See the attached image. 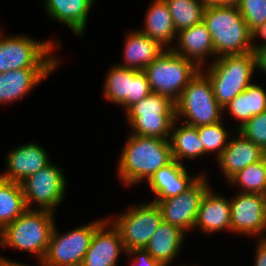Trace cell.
Wrapping results in <instances>:
<instances>
[{
    "label": "cell",
    "instance_id": "10",
    "mask_svg": "<svg viewBox=\"0 0 266 266\" xmlns=\"http://www.w3.org/2000/svg\"><path fill=\"white\" fill-rule=\"evenodd\" d=\"M108 221L119 231L127 252L145 248L163 219L159 206L151 201L133 206L118 218Z\"/></svg>",
    "mask_w": 266,
    "mask_h": 266
},
{
    "label": "cell",
    "instance_id": "35",
    "mask_svg": "<svg viewBox=\"0 0 266 266\" xmlns=\"http://www.w3.org/2000/svg\"><path fill=\"white\" fill-rule=\"evenodd\" d=\"M126 254L136 256L132 266H163L159 261L153 259L144 248L129 250Z\"/></svg>",
    "mask_w": 266,
    "mask_h": 266
},
{
    "label": "cell",
    "instance_id": "24",
    "mask_svg": "<svg viewBox=\"0 0 266 266\" xmlns=\"http://www.w3.org/2000/svg\"><path fill=\"white\" fill-rule=\"evenodd\" d=\"M141 32L157 41L162 47L172 44L177 36L172 16L164 0H154L145 17Z\"/></svg>",
    "mask_w": 266,
    "mask_h": 266
},
{
    "label": "cell",
    "instance_id": "11",
    "mask_svg": "<svg viewBox=\"0 0 266 266\" xmlns=\"http://www.w3.org/2000/svg\"><path fill=\"white\" fill-rule=\"evenodd\" d=\"M21 187L28 209L36 202L40 210L54 212L65 196L66 178L62 170L50 162L37 173L28 176Z\"/></svg>",
    "mask_w": 266,
    "mask_h": 266
},
{
    "label": "cell",
    "instance_id": "3",
    "mask_svg": "<svg viewBox=\"0 0 266 266\" xmlns=\"http://www.w3.org/2000/svg\"><path fill=\"white\" fill-rule=\"evenodd\" d=\"M54 221L53 212L27 209L0 231V246L33 253L41 262L48 249Z\"/></svg>",
    "mask_w": 266,
    "mask_h": 266
},
{
    "label": "cell",
    "instance_id": "8",
    "mask_svg": "<svg viewBox=\"0 0 266 266\" xmlns=\"http://www.w3.org/2000/svg\"><path fill=\"white\" fill-rule=\"evenodd\" d=\"M1 34V32H0ZM52 41L27 36H0V73L22 68H56L59 59L51 56Z\"/></svg>",
    "mask_w": 266,
    "mask_h": 266
},
{
    "label": "cell",
    "instance_id": "17",
    "mask_svg": "<svg viewBox=\"0 0 266 266\" xmlns=\"http://www.w3.org/2000/svg\"><path fill=\"white\" fill-rule=\"evenodd\" d=\"M55 68H22L0 73V103H11L30 92Z\"/></svg>",
    "mask_w": 266,
    "mask_h": 266
},
{
    "label": "cell",
    "instance_id": "14",
    "mask_svg": "<svg viewBox=\"0 0 266 266\" xmlns=\"http://www.w3.org/2000/svg\"><path fill=\"white\" fill-rule=\"evenodd\" d=\"M123 251L127 253L119 231L106 218L95 230L81 266H117Z\"/></svg>",
    "mask_w": 266,
    "mask_h": 266
},
{
    "label": "cell",
    "instance_id": "27",
    "mask_svg": "<svg viewBox=\"0 0 266 266\" xmlns=\"http://www.w3.org/2000/svg\"><path fill=\"white\" fill-rule=\"evenodd\" d=\"M27 209L21 184L0 177V231Z\"/></svg>",
    "mask_w": 266,
    "mask_h": 266
},
{
    "label": "cell",
    "instance_id": "12",
    "mask_svg": "<svg viewBox=\"0 0 266 266\" xmlns=\"http://www.w3.org/2000/svg\"><path fill=\"white\" fill-rule=\"evenodd\" d=\"M204 175L186 191L157 203L163 222L174 225L184 232L194 229L195 220L203 196L210 188Z\"/></svg>",
    "mask_w": 266,
    "mask_h": 266
},
{
    "label": "cell",
    "instance_id": "6",
    "mask_svg": "<svg viewBox=\"0 0 266 266\" xmlns=\"http://www.w3.org/2000/svg\"><path fill=\"white\" fill-rule=\"evenodd\" d=\"M133 135L170 139L176 120L175 102L170 98L150 93L126 112Z\"/></svg>",
    "mask_w": 266,
    "mask_h": 266
},
{
    "label": "cell",
    "instance_id": "16",
    "mask_svg": "<svg viewBox=\"0 0 266 266\" xmlns=\"http://www.w3.org/2000/svg\"><path fill=\"white\" fill-rule=\"evenodd\" d=\"M200 176L188 175L183 163L174 160L156 171L148 180V185L156 196L152 202L157 204L166 198L178 196L191 187Z\"/></svg>",
    "mask_w": 266,
    "mask_h": 266
},
{
    "label": "cell",
    "instance_id": "15",
    "mask_svg": "<svg viewBox=\"0 0 266 266\" xmlns=\"http://www.w3.org/2000/svg\"><path fill=\"white\" fill-rule=\"evenodd\" d=\"M45 149L36 143L24 144L11 150L6 157V169L0 177L22 183L28 176L37 173L51 161Z\"/></svg>",
    "mask_w": 266,
    "mask_h": 266
},
{
    "label": "cell",
    "instance_id": "18",
    "mask_svg": "<svg viewBox=\"0 0 266 266\" xmlns=\"http://www.w3.org/2000/svg\"><path fill=\"white\" fill-rule=\"evenodd\" d=\"M237 139L232 138L217 159L219 167L226 176L227 181L238 171L261 160L264 157V150L255 145L251 140L245 138L240 132Z\"/></svg>",
    "mask_w": 266,
    "mask_h": 266
},
{
    "label": "cell",
    "instance_id": "2",
    "mask_svg": "<svg viewBox=\"0 0 266 266\" xmlns=\"http://www.w3.org/2000/svg\"><path fill=\"white\" fill-rule=\"evenodd\" d=\"M203 23L210 32L214 56L252 52L251 32L237 6L205 8Z\"/></svg>",
    "mask_w": 266,
    "mask_h": 266
},
{
    "label": "cell",
    "instance_id": "30",
    "mask_svg": "<svg viewBox=\"0 0 266 266\" xmlns=\"http://www.w3.org/2000/svg\"><path fill=\"white\" fill-rule=\"evenodd\" d=\"M228 181L231 184L241 186V193L266 195V161L264 157L243 170L238 171Z\"/></svg>",
    "mask_w": 266,
    "mask_h": 266
},
{
    "label": "cell",
    "instance_id": "25",
    "mask_svg": "<svg viewBox=\"0 0 266 266\" xmlns=\"http://www.w3.org/2000/svg\"><path fill=\"white\" fill-rule=\"evenodd\" d=\"M227 108L231 115L240 121L238 129L253 116L266 111V91L260 85L252 83L244 92L230 101L223 110Z\"/></svg>",
    "mask_w": 266,
    "mask_h": 266
},
{
    "label": "cell",
    "instance_id": "33",
    "mask_svg": "<svg viewBox=\"0 0 266 266\" xmlns=\"http://www.w3.org/2000/svg\"><path fill=\"white\" fill-rule=\"evenodd\" d=\"M237 131L264 150L266 148V111L253 116Z\"/></svg>",
    "mask_w": 266,
    "mask_h": 266
},
{
    "label": "cell",
    "instance_id": "38",
    "mask_svg": "<svg viewBox=\"0 0 266 266\" xmlns=\"http://www.w3.org/2000/svg\"><path fill=\"white\" fill-rule=\"evenodd\" d=\"M256 69L266 73V46L258 48L254 52Z\"/></svg>",
    "mask_w": 266,
    "mask_h": 266
},
{
    "label": "cell",
    "instance_id": "13",
    "mask_svg": "<svg viewBox=\"0 0 266 266\" xmlns=\"http://www.w3.org/2000/svg\"><path fill=\"white\" fill-rule=\"evenodd\" d=\"M231 232L266 238V200L258 193H238L229 200ZM263 232V233H262Z\"/></svg>",
    "mask_w": 266,
    "mask_h": 266
},
{
    "label": "cell",
    "instance_id": "29",
    "mask_svg": "<svg viewBox=\"0 0 266 266\" xmlns=\"http://www.w3.org/2000/svg\"><path fill=\"white\" fill-rule=\"evenodd\" d=\"M177 32L203 22L205 7L200 0H164Z\"/></svg>",
    "mask_w": 266,
    "mask_h": 266
},
{
    "label": "cell",
    "instance_id": "40",
    "mask_svg": "<svg viewBox=\"0 0 266 266\" xmlns=\"http://www.w3.org/2000/svg\"><path fill=\"white\" fill-rule=\"evenodd\" d=\"M0 266H29L26 264L18 263L16 261H11L9 259L3 258L0 256Z\"/></svg>",
    "mask_w": 266,
    "mask_h": 266
},
{
    "label": "cell",
    "instance_id": "7",
    "mask_svg": "<svg viewBox=\"0 0 266 266\" xmlns=\"http://www.w3.org/2000/svg\"><path fill=\"white\" fill-rule=\"evenodd\" d=\"M202 72L201 69L175 102L176 119L183 116V123L195 127L222 121L224 111L214 96L211 81Z\"/></svg>",
    "mask_w": 266,
    "mask_h": 266
},
{
    "label": "cell",
    "instance_id": "23",
    "mask_svg": "<svg viewBox=\"0 0 266 266\" xmlns=\"http://www.w3.org/2000/svg\"><path fill=\"white\" fill-rule=\"evenodd\" d=\"M180 228L162 222L144 248L153 259L168 266L176 258L185 239Z\"/></svg>",
    "mask_w": 266,
    "mask_h": 266
},
{
    "label": "cell",
    "instance_id": "39",
    "mask_svg": "<svg viewBox=\"0 0 266 266\" xmlns=\"http://www.w3.org/2000/svg\"><path fill=\"white\" fill-rule=\"evenodd\" d=\"M205 8L225 6V0H200Z\"/></svg>",
    "mask_w": 266,
    "mask_h": 266
},
{
    "label": "cell",
    "instance_id": "21",
    "mask_svg": "<svg viewBox=\"0 0 266 266\" xmlns=\"http://www.w3.org/2000/svg\"><path fill=\"white\" fill-rule=\"evenodd\" d=\"M125 41L124 64L121 67L143 71L150 63H152L166 49L157 41L146 36L140 30L130 31Z\"/></svg>",
    "mask_w": 266,
    "mask_h": 266
},
{
    "label": "cell",
    "instance_id": "1",
    "mask_svg": "<svg viewBox=\"0 0 266 266\" xmlns=\"http://www.w3.org/2000/svg\"><path fill=\"white\" fill-rule=\"evenodd\" d=\"M118 166L119 179L134 185L174 161L169 139L130 134Z\"/></svg>",
    "mask_w": 266,
    "mask_h": 266
},
{
    "label": "cell",
    "instance_id": "20",
    "mask_svg": "<svg viewBox=\"0 0 266 266\" xmlns=\"http://www.w3.org/2000/svg\"><path fill=\"white\" fill-rule=\"evenodd\" d=\"M210 234L226 228L231 232L230 202L209 188L202 198L194 228Z\"/></svg>",
    "mask_w": 266,
    "mask_h": 266
},
{
    "label": "cell",
    "instance_id": "19",
    "mask_svg": "<svg viewBox=\"0 0 266 266\" xmlns=\"http://www.w3.org/2000/svg\"><path fill=\"white\" fill-rule=\"evenodd\" d=\"M177 35L178 45L176 48L171 46L172 48L168 49L193 61L203 70L204 59L210 55L214 56V46L206 25L201 22L177 32Z\"/></svg>",
    "mask_w": 266,
    "mask_h": 266
},
{
    "label": "cell",
    "instance_id": "4",
    "mask_svg": "<svg viewBox=\"0 0 266 266\" xmlns=\"http://www.w3.org/2000/svg\"><path fill=\"white\" fill-rule=\"evenodd\" d=\"M206 76L211 81L214 96L224 108L238 94L251 85L256 69L253 52L245 54L223 55L213 59Z\"/></svg>",
    "mask_w": 266,
    "mask_h": 266
},
{
    "label": "cell",
    "instance_id": "42",
    "mask_svg": "<svg viewBox=\"0 0 266 266\" xmlns=\"http://www.w3.org/2000/svg\"><path fill=\"white\" fill-rule=\"evenodd\" d=\"M264 159L266 161V148L264 149Z\"/></svg>",
    "mask_w": 266,
    "mask_h": 266
},
{
    "label": "cell",
    "instance_id": "26",
    "mask_svg": "<svg viewBox=\"0 0 266 266\" xmlns=\"http://www.w3.org/2000/svg\"><path fill=\"white\" fill-rule=\"evenodd\" d=\"M176 122L177 119L173 124L169 139L174 160L182 163V158L193 159L203 155L204 146L199 137L197 127L188 124L176 127Z\"/></svg>",
    "mask_w": 266,
    "mask_h": 266
},
{
    "label": "cell",
    "instance_id": "41",
    "mask_svg": "<svg viewBox=\"0 0 266 266\" xmlns=\"http://www.w3.org/2000/svg\"><path fill=\"white\" fill-rule=\"evenodd\" d=\"M241 0H225V5L237 6Z\"/></svg>",
    "mask_w": 266,
    "mask_h": 266
},
{
    "label": "cell",
    "instance_id": "34",
    "mask_svg": "<svg viewBox=\"0 0 266 266\" xmlns=\"http://www.w3.org/2000/svg\"><path fill=\"white\" fill-rule=\"evenodd\" d=\"M151 93L147 76L139 71L133 78L130 88V107Z\"/></svg>",
    "mask_w": 266,
    "mask_h": 266
},
{
    "label": "cell",
    "instance_id": "9",
    "mask_svg": "<svg viewBox=\"0 0 266 266\" xmlns=\"http://www.w3.org/2000/svg\"><path fill=\"white\" fill-rule=\"evenodd\" d=\"M98 220L77 227L63 235L54 226L42 266H81L95 230L105 221Z\"/></svg>",
    "mask_w": 266,
    "mask_h": 266
},
{
    "label": "cell",
    "instance_id": "22",
    "mask_svg": "<svg viewBox=\"0 0 266 266\" xmlns=\"http://www.w3.org/2000/svg\"><path fill=\"white\" fill-rule=\"evenodd\" d=\"M46 14L66 24L77 36L84 33L87 16L95 0H44Z\"/></svg>",
    "mask_w": 266,
    "mask_h": 266
},
{
    "label": "cell",
    "instance_id": "5",
    "mask_svg": "<svg viewBox=\"0 0 266 266\" xmlns=\"http://www.w3.org/2000/svg\"><path fill=\"white\" fill-rule=\"evenodd\" d=\"M200 70L193 61L166 49L143 72L147 76L151 93L176 102Z\"/></svg>",
    "mask_w": 266,
    "mask_h": 266
},
{
    "label": "cell",
    "instance_id": "28",
    "mask_svg": "<svg viewBox=\"0 0 266 266\" xmlns=\"http://www.w3.org/2000/svg\"><path fill=\"white\" fill-rule=\"evenodd\" d=\"M138 70L125 67H112L105 78L104 97L106 100L123 106L126 111L130 108V88L132 78Z\"/></svg>",
    "mask_w": 266,
    "mask_h": 266
},
{
    "label": "cell",
    "instance_id": "36",
    "mask_svg": "<svg viewBox=\"0 0 266 266\" xmlns=\"http://www.w3.org/2000/svg\"><path fill=\"white\" fill-rule=\"evenodd\" d=\"M250 32H251V49H252V52L254 53L258 48L266 46V22L253 28ZM259 36L264 38L265 42H263L262 44H259V45L258 44L255 45V43L253 41L255 38H258Z\"/></svg>",
    "mask_w": 266,
    "mask_h": 266
},
{
    "label": "cell",
    "instance_id": "31",
    "mask_svg": "<svg viewBox=\"0 0 266 266\" xmlns=\"http://www.w3.org/2000/svg\"><path fill=\"white\" fill-rule=\"evenodd\" d=\"M223 121L215 124L197 127L199 137L204 146V155L211 152H217V159L221 156L222 152L226 149L228 142L229 132L223 127Z\"/></svg>",
    "mask_w": 266,
    "mask_h": 266
},
{
    "label": "cell",
    "instance_id": "37",
    "mask_svg": "<svg viewBox=\"0 0 266 266\" xmlns=\"http://www.w3.org/2000/svg\"><path fill=\"white\" fill-rule=\"evenodd\" d=\"M254 266H266V238H259Z\"/></svg>",
    "mask_w": 266,
    "mask_h": 266
},
{
    "label": "cell",
    "instance_id": "32",
    "mask_svg": "<svg viewBox=\"0 0 266 266\" xmlns=\"http://www.w3.org/2000/svg\"><path fill=\"white\" fill-rule=\"evenodd\" d=\"M237 8L250 31L266 22V0H241Z\"/></svg>",
    "mask_w": 266,
    "mask_h": 266
}]
</instances>
